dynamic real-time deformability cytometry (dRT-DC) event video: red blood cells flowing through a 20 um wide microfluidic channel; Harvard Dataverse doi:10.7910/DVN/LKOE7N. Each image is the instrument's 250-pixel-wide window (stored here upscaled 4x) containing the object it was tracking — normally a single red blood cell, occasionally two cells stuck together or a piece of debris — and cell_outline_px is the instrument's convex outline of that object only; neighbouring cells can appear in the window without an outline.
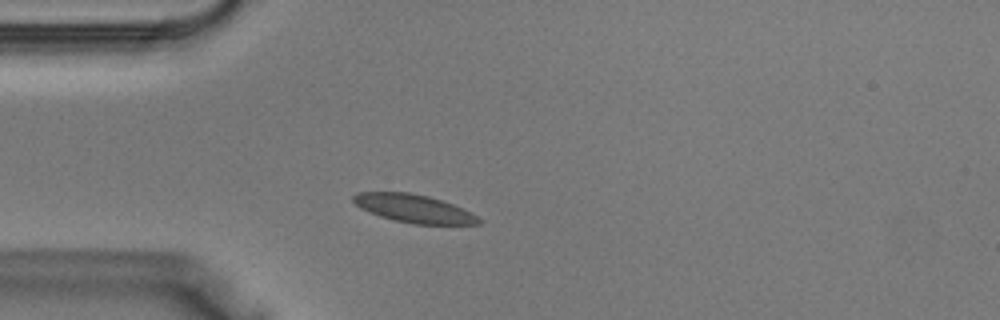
{"species": "Egyptian fruit bat (a non-hibernating species)", "species_latin": "Rousettus aegyptiacus", "temperature_condition": "warm", "stored_images_in_passage": 30, "camera_frame_rate_fps": 3000, "um_per_image_px": 0.085, "animal": {"sex": "male"}, "frame": {"image": 1, "passage_image": 1, "time_ms": 0.0, "image_size_px": [1000, 320], "cell_outline_px": [[484, 220], [480, 224], [412, 224], [380, 216], [360, 208], [352, 200], [352, 196], [356, 192], [408, 192], [428, 196], [452, 204], [472, 212]], "centroid_in_image_um": [35.19, 17.72], "position_along_channel_um": 49.8, "area_um2": 20.52}}
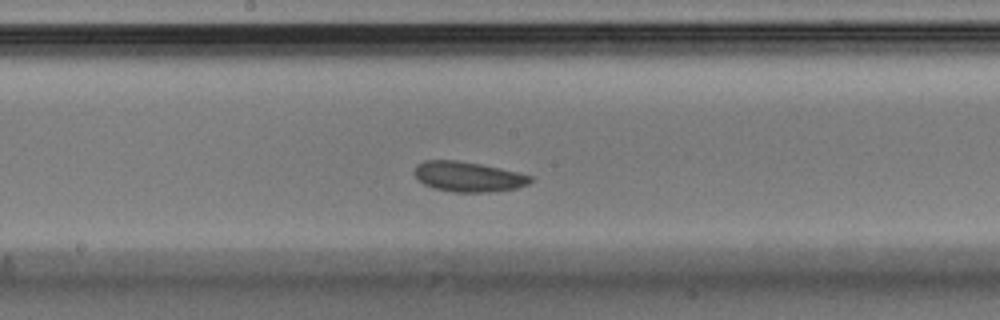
{"frame": {"image": 2, "passage_image": 11, "time_ms": 3.333, "image_size_px": [1000, 320], "cell_outline_px": [[532, 180], [528, 184], [516, 188], [488, 192], [456, 192], [432, 188], [424, 184], [412, 172], [416, 164], [424, 160], [456, 160], [480, 164], [516, 172], [532, 176]], "centroid_in_image_um": [39.74, 15.01], "position_along_channel_um": 208.5, "area_um2": 20.23}}
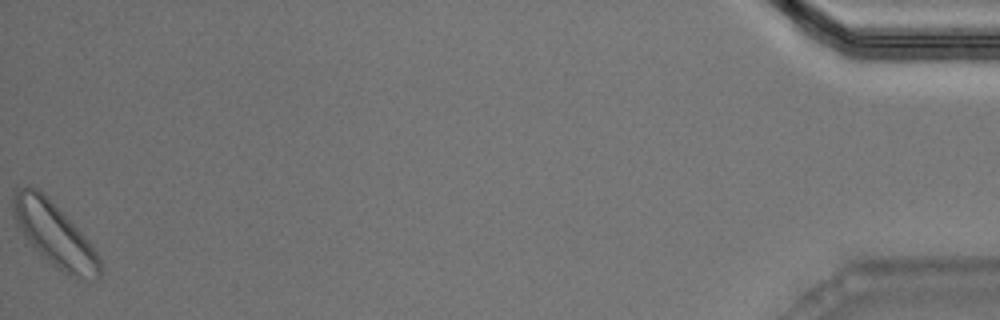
{"frame": {"image": 3, "passage_image": 30, "time_ms": 9.667, "image_size_px": [1000, 320], "cell_outline_px": [[100, 276], [96, 280], [68, 276], [48, 260], [32, 244], [20, 228], [16, 220], [12, 208], [12, 196], [16, 188], [28, 184], [44, 192], [48, 196], [84, 236], [96, 252], [100, 260]], "centroid_in_image_um": [4.62, 19.88], "position_along_channel_um": 430.6, "area_um2": 31.5}}